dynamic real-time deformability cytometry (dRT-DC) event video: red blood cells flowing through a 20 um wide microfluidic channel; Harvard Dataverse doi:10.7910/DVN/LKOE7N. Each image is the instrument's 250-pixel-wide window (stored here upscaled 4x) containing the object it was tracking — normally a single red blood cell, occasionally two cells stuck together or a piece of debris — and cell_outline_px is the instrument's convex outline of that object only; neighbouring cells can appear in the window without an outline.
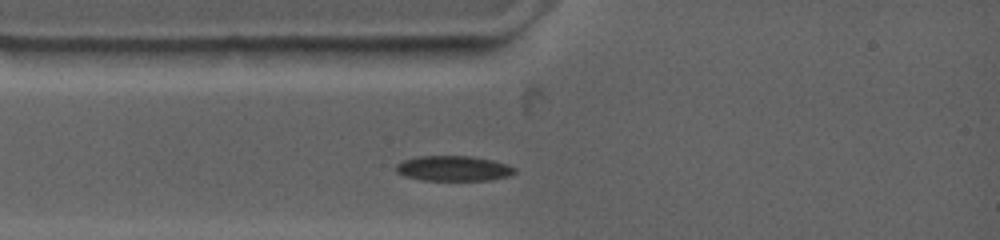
{"species": "common noctule bat (a hibernating species)", "species_latin": "Nyctalus noctula", "temperature_condition": "warm", "stored_images_in_passage": 5, "camera_frame_rate_fps": 4500, "um_per_image_px": 0.085, "animal": {"sex": "female", "body_mass_g": 19.0, "forearm_length_mm": 53.3}, "frame": {"image": 1, "passage_image": 1, "time_ms": 0.0, "image_size_px": [1000, 240], "cell_outline_px": [[516, 172], [508, 176], [492, 180], [424, 180], [404, 176], [396, 172], [396, 164], [404, 160], [420, 156], [472, 156], [492, 160], [516, 168]], "centroid_in_image_um": [38.54, 14.32], "position_along_channel_um": 46.5, "area_um2": 17.34}}